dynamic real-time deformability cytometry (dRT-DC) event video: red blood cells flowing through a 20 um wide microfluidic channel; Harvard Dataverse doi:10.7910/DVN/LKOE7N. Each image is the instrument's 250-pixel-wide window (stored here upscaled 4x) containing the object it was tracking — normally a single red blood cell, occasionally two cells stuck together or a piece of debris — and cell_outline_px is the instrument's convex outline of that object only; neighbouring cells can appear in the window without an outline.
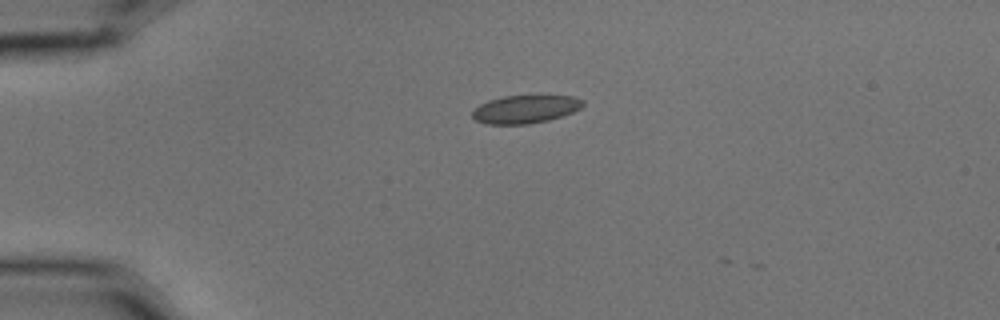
{"species": "common noctule bat (a hibernating species)", "species_latin": "Nyctalus noctula", "temperature_condition": "cold", "stored_images_in_passage": 2, "camera_frame_rate_fps": 3000, "um_per_image_px": 0.085, "animal": {"sex": "male", "body_mass_g": 15.6}, "frame": {"image": 1, "passage_image": 1, "time_ms": 0.0, "image_size_px": [1000, 320], "cell_outline_px": [[584, 104], [580, 108], [572, 112], [548, 120], [528, 124], [488, 124], [476, 120], [472, 116], [472, 112], [480, 104], [488, 100], [504, 96], [536, 92], [572, 96], [584, 100]], "centroid_in_image_um": [44.7, 9.21], "position_along_channel_um": 40.3, "area_um2": 18.84}}